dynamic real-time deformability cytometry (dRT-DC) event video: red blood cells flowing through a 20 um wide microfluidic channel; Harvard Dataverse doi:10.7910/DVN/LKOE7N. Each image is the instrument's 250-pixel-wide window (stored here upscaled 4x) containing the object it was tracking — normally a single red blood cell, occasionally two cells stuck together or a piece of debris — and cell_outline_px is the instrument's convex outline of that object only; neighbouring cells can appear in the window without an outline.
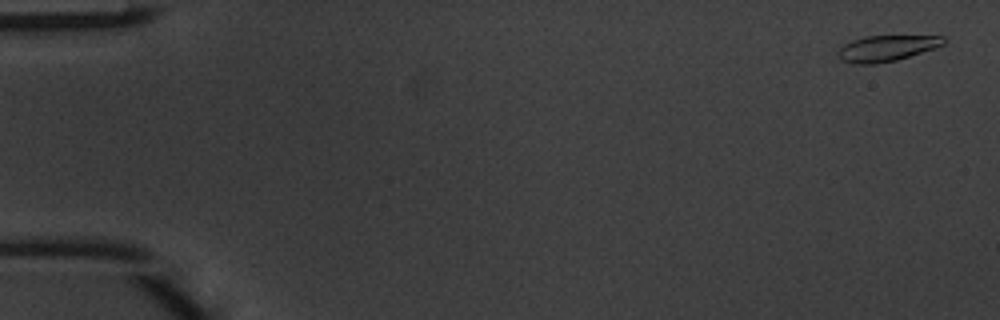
{"species": "common noctule bat (a hibernating species)", "species_latin": "Nyctalus noctula", "temperature_condition": "warm", "stored_images_in_passage": 50, "camera_frame_rate_fps": 3000, "um_per_image_px": 0.085, "animal": {"sex": "male", "body_mass_g": 20.1, "forearm_length_mm": 53.5}, "frame": {"image": 1, "passage_image": 2, "time_ms": 0.333, "image_size_px": [1000, 320], "cell_outline_px": [[948, 40], [944, 44], [936, 48], [896, 60], [876, 64], [852, 64], [840, 60], [836, 52], [844, 44], [852, 40], [864, 36], [944, 36]], "centroid_in_image_um": [75.35, 4.11], "position_along_channel_um": 9.6, "area_um2": 16.13}}
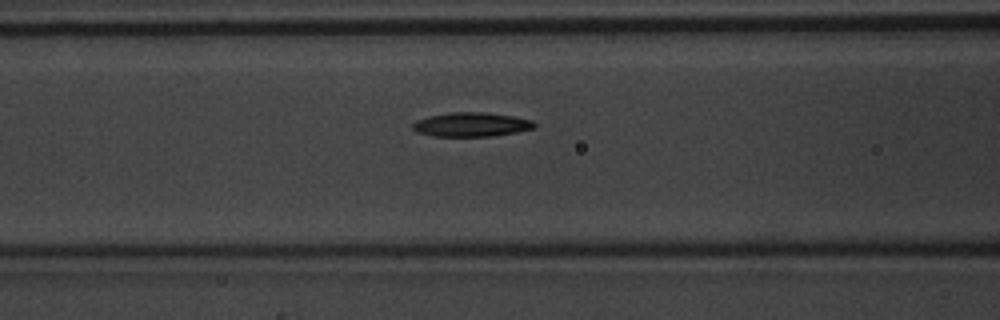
{"frame": {"image": 2, "passage_image": 21, "time_ms": 6.667, "image_size_px": [1000, 320], "cell_outline_px": [[536, 128], [516, 132], [492, 136], [432, 136], [416, 132], [412, 128], [412, 124], [416, 120], [428, 116], [448, 112], [484, 112], [512, 116], [532, 120], [536, 124]], "centroid_in_image_um": [40.04, 10.58], "position_along_channel_um": 126.6, "area_um2": 17.22}}
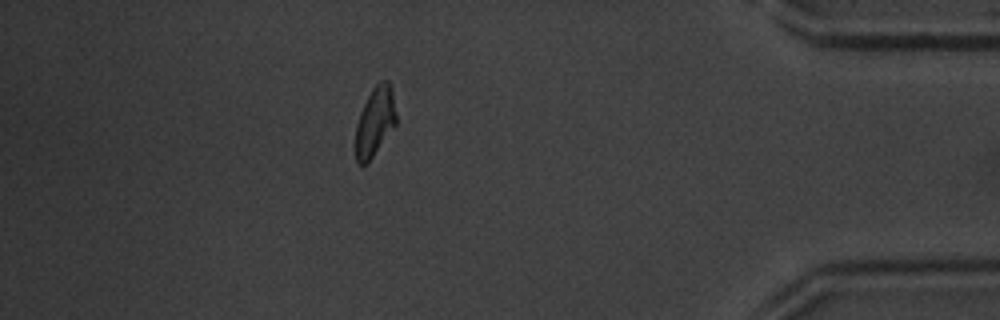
{"frame": {"image": 3, "passage_image": 44, "time_ms": 14.333, "image_size_px": [1000, 320], "cell_outline_px": [[396, 124], [372, 156], [364, 164], [356, 164], [356, 124], [360, 112], [372, 88], [380, 80], [388, 80], [392, 88], [396, 112]], "centroid_in_image_um": [31.88, 10.28], "position_along_channel_um": 403.3, "area_um2": 16.13}, "authors_computed_cell_mechanics": {"area_um2": 16.7042, "velocity_mm_per_s": 4.1291, "shape_relaxation_time_tau1_ms": 3.1447, "shape_relaxation_time_tau2_ms": 3.4093, "deformation_change_tau1": 0.1658, "deformation_change_tau2": 0.1092}}